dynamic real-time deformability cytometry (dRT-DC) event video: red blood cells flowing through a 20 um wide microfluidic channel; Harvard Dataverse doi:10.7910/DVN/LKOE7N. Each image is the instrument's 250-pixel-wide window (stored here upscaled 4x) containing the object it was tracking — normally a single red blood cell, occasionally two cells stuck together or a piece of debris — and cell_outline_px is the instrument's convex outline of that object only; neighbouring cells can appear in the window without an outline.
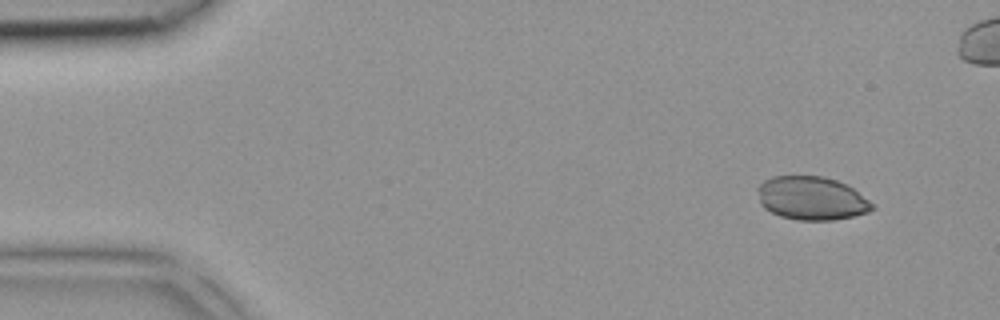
{"species": "common noctule bat (a hibernating species)", "species_latin": "Nyctalus noctula", "temperature_condition": "room temperature", "stored_images_in_passage": 4, "camera_frame_rate_fps": 3000, "um_per_image_px": 0.085, "animal": {"sex": "female", "body_mass_g": 18.4}, "frame": {"image": 1, "passage_image": 1, "time_ms": 0.0, "image_size_px": [1000, 320], "cell_outline_px": [[876, 208], [868, 212], [852, 216], [832, 220], [796, 220], [780, 216], [764, 208], [760, 204], [756, 188], [764, 180], [772, 176], [824, 176], [836, 180], [852, 188], [868, 200]], "centroid_in_image_um": [68.94, 16.85], "position_along_channel_um": 16.1, "area_um2": 28.96}}